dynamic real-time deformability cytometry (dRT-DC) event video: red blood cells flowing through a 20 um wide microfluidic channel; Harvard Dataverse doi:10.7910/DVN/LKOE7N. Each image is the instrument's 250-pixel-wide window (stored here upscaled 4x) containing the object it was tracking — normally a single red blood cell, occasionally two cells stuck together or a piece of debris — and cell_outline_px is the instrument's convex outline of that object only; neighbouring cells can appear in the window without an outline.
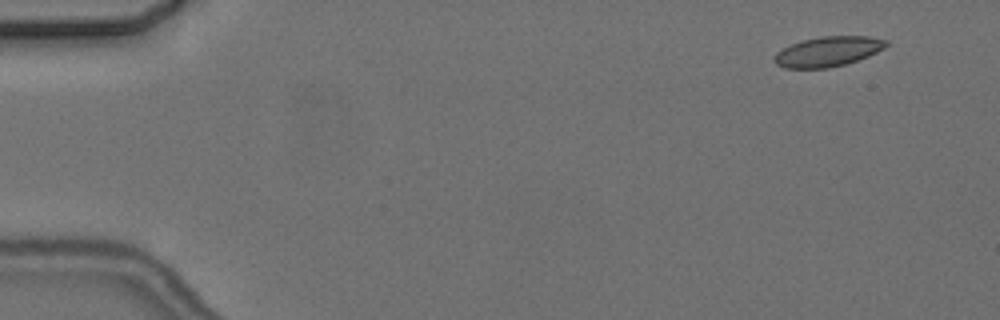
{"species": "common noctule bat (a hibernating species)", "species_latin": "Nyctalus noctula", "temperature_condition": "cold", "stored_images_in_passage": 7, "camera_frame_rate_fps": 3000, "um_per_image_px": 0.085, "animal": {"sex": "female", "body_mass_g": 24.6, "forearm_length_mm": 56.2}, "frame": {"image": 1, "passage_image": 2, "time_ms": 1.333, "image_size_px": [1000, 320], "cell_outline_px": [[888, 44], [884, 48], [868, 56], [844, 64], [828, 68], [784, 68], [776, 64], [772, 60], [772, 56], [776, 52], [800, 40], [820, 36], [868, 36], [888, 40]], "centroid_in_image_um": [70.34, 4.37], "position_along_channel_um": 14.7, "area_um2": 19.59}}
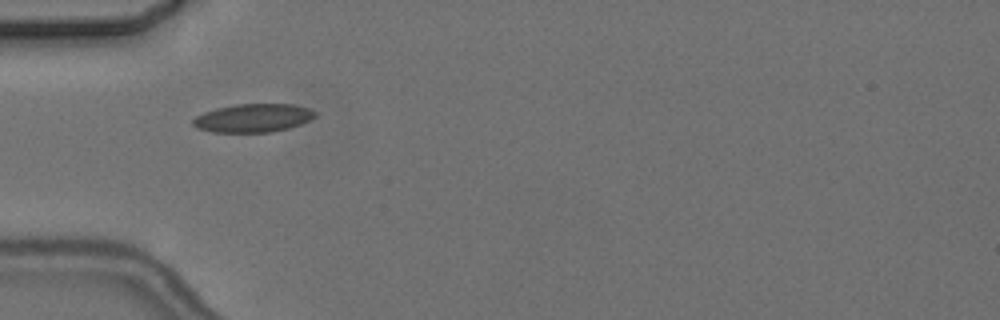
{"frame": {"image": 2, "passage_image": 6, "time_ms": 6.0, "image_size_px": [1000, 320], "cell_outline_px": [[316, 116], [312, 120], [288, 128], [272, 132], [212, 132], [196, 128], [192, 124], [192, 120], [196, 116], [204, 112], [216, 108], [236, 104], [292, 104], [308, 108], [316, 112]], "centroid_in_image_um": [21.51, 10.03], "position_along_channel_um": 63.5, "area_um2": 20.29}}
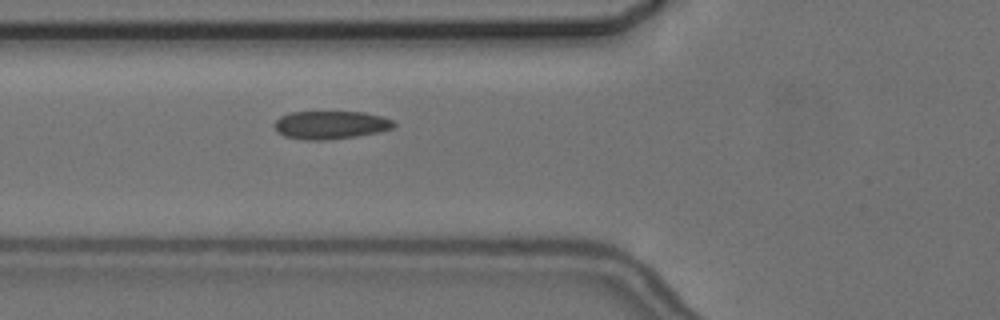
{"frame": {"image": 3, "passage_image": 7, "time_ms": 7.0, "image_size_px": [1000, 320], "cell_outline_px": [[396, 124], [392, 128], [380, 132], [356, 136], [328, 140], [304, 140], [284, 136], [276, 132], [276, 120], [280, 116], [292, 112], [364, 112], [380, 116], [392, 120]], "centroid_in_image_um": [28.1, 10.63], "position_along_channel_um": 97.7, "area_um2": 19.54}}